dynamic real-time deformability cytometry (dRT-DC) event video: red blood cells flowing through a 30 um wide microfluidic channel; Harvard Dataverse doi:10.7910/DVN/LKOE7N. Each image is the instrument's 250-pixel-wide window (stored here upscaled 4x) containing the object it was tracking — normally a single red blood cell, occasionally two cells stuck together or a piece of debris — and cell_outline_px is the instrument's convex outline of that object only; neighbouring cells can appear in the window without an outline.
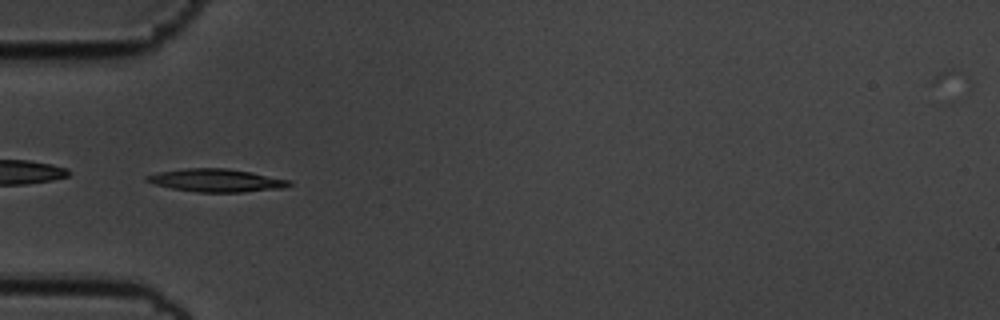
{"species": "common noctule bat (a hibernating species)", "species_latin": "Nyctalus noctula", "temperature_condition": "cold", "stored_images_in_passage": 46, "camera_frame_rate_fps": 3000, "um_per_image_px": 0.085, "animal": {"sex": "male", "body_mass_g": 19.5, "forearm_length_mm": 54.6}, "frame": {"image": 1, "passage_image": 8, "time_ms": 2.333, "image_size_px": [1000, 320], "cell_outline_px": [[292, 184], [284, 188], [244, 192], [196, 192], [172, 188], [156, 184], [144, 180], [144, 176], [160, 172], [188, 168], [228, 168], [252, 172], [288, 180]], "centroid_in_image_um": [18.39, 15.33], "position_along_channel_um": 66.6, "area_um2": 18.9}}
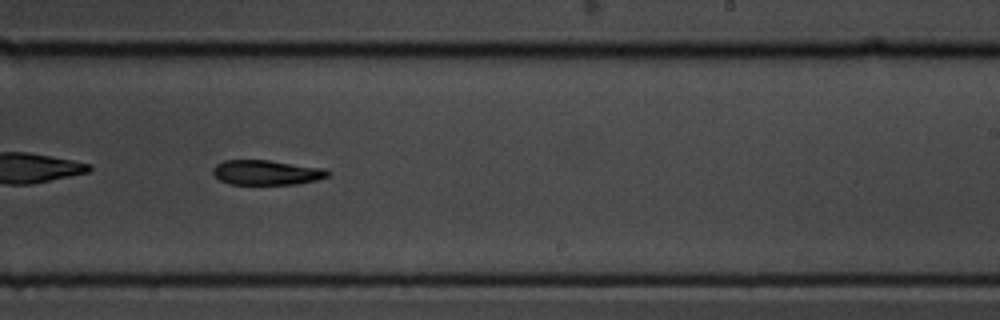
{"frame": {"image": 2, "passage_image": 25, "time_ms": 8.0, "image_size_px": [1000, 320], "cell_outline_px": [[332, 172], [328, 176], [316, 180], [296, 184], [228, 184], [220, 180], [212, 172], [212, 168], [216, 164], [224, 160], [268, 160], [324, 168]], "centroid_in_image_um": [22.65, 14.66], "position_along_channel_um": 266.4, "area_um2": 16.65}}
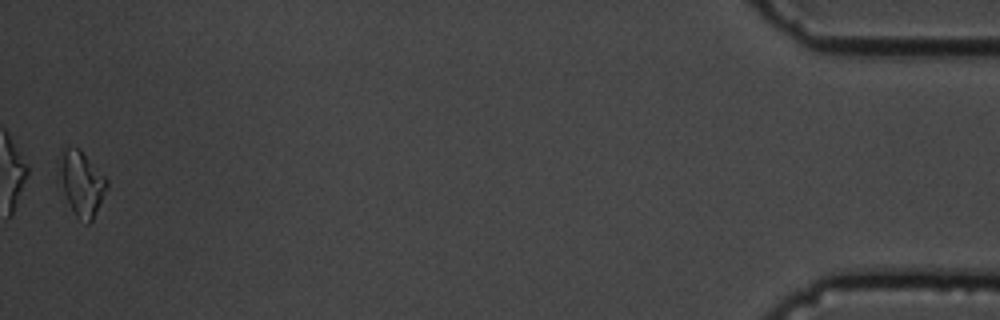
{"frame": {"image": 3, "passage_image": 46, "time_ms": 15.0, "image_size_px": [1000, 320], "cell_outline_px": [[108, 188], [92, 220], [88, 224], [76, 216], [56, 184], [56, 160], [60, 148], [80, 148], [108, 180]], "centroid_in_image_um": [6.82, 15.52], "position_along_channel_um": 428.4, "area_um2": 18.96}, "authors_computed_cell_mechanics": {"area_um2": 17.6001, "velocity_mm_per_s": 3.5467, "shape_relaxation_time_tau1_ms": 2.3232, "shape_relaxation_time_tau2_ms": null, "deformation_change_tau1": 0.1286, "deformation_change_tau2": null}}